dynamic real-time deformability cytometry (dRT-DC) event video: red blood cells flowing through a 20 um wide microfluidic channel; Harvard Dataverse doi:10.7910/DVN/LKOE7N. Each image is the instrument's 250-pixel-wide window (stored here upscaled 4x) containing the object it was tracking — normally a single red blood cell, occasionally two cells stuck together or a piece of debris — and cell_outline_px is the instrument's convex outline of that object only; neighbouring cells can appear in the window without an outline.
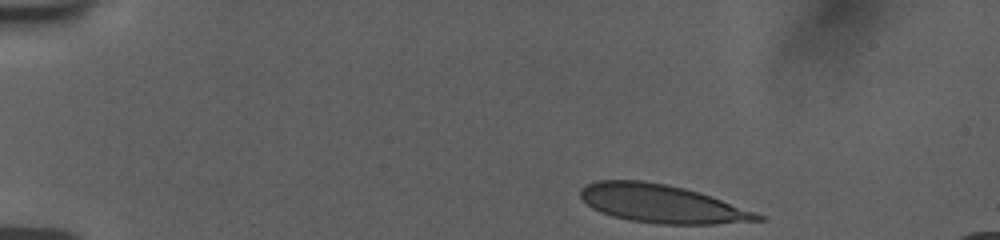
{"species": "human", "species_latin": "Homo sapiens", "temperature_condition": "room temperature", "stored_images_in_passage": 47, "camera_frame_rate_fps": 3000, "um_per_image_px": 0.085, "donor": {"sex": "female"}, "frame": {"image": 1, "passage_image": 1, "time_ms": 0.0, "image_size_px": [1000, 240], "cell_outline_px": [[764, 220], [716, 224], [660, 224], [628, 220], [612, 216], [600, 212], [592, 208], [580, 196], [580, 188], [596, 180], [644, 180], [668, 184], [684, 188], [720, 200], [764, 216]], "centroid_in_image_um": [56.17, 17.31], "position_along_channel_um": 28.8, "area_um2": 39.02}}
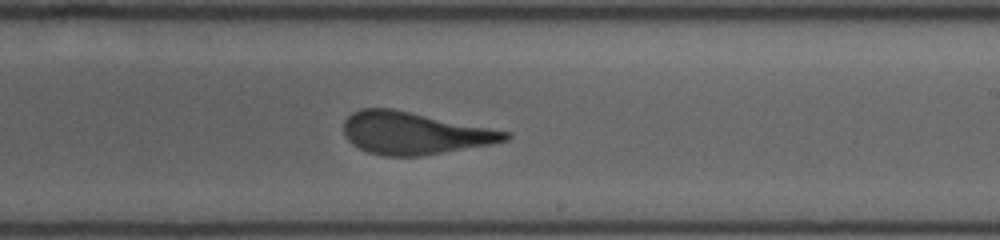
{"frame": {"image": 2, "passage_image": 26, "time_ms": 8.333, "image_size_px": [1000, 240], "cell_outline_px": [[512, 136], [508, 140], [492, 144], [420, 156], [384, 156], [368, 152], [352, 144], [348, 140], [344, 132], [344, 120], [352, 112], [360, 108], [392, 108], [512, 132]], "centroid_in_image_um": [35.23, 11.31], "position_along_channel_um": 253.8, "area_um2": 39.88}}
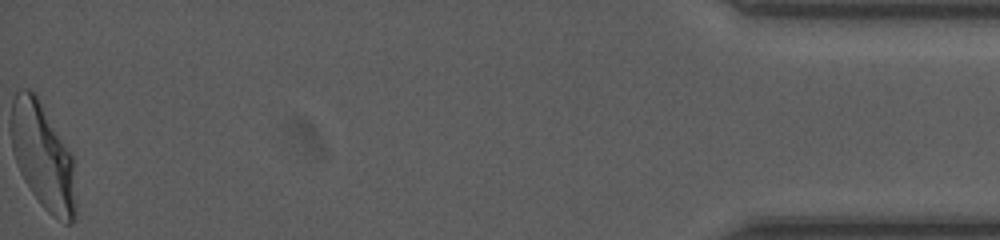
{"frame": {"image": 3, "passage_image": 47, "time_ms": 15.333, "image_size_px": [1000, 240], "cell_outline_px": [[76, 220], [72, 224], [64, 224], [52, 216], [40, 204], [24, 180], [16, 164], [12, 148], [12, 100], [16, 92], [20, 88], [28, 88], [36, 96], [72, 156], [76, 204]], "centroid_in_image_um": [3.65, 13.37], "position_along_channel_um": 431.6, "area_um2": 39.54}, "authors_computed_cell_mechanics": {"area_um2": 40.171, "velocity_mm_per_s": 3.7669, "shape_relaxation_time_tau1_ms": 6.7823, "shape_relaxation_time_tau2_ms": 0.6999, "deformation_change_tau1": 0.2274, "deformation_change_tau2": 0.08}}